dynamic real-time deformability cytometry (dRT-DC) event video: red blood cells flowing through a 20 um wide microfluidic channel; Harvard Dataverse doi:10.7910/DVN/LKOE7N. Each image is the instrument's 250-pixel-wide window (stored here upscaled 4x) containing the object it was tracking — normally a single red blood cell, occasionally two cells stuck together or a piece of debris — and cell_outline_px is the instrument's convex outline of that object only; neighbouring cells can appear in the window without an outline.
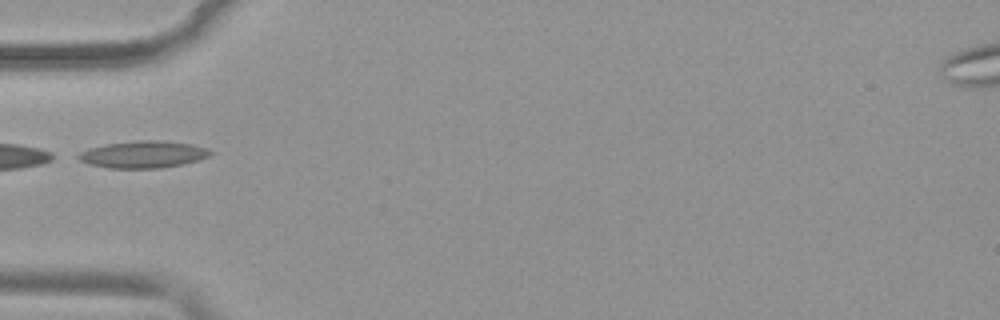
{"species": "common noctule bat (a hibernating species)", "species_latin": "Nyctalus noctula", "temperature_condition": "warm", "stored_images_in_passage": 3, "camera_frame_rate_fps": 3000, "um_per_image_px": 0.085, "animal": {"sex": "female", "body_mass_g": 19.9}, "frame": {"image": 1, "passage_image": 1, "time_ms": 0.0, "image_size_px": [1000, 320], "cell_outline_px": [[212, 152], [208, 156], [196, 160], [180, 164], [160, 168], [108, 168], [88, 164], [80, 160], [76, 156], [80, 152], [92, 148], [108, 144], [136, 140], [160, 140], [192, 144], [208, 148]], "centroid_in_image_um": [12.16, 13.12], "position_along_channel_um": 72.8, "area_um2": 20.52}}